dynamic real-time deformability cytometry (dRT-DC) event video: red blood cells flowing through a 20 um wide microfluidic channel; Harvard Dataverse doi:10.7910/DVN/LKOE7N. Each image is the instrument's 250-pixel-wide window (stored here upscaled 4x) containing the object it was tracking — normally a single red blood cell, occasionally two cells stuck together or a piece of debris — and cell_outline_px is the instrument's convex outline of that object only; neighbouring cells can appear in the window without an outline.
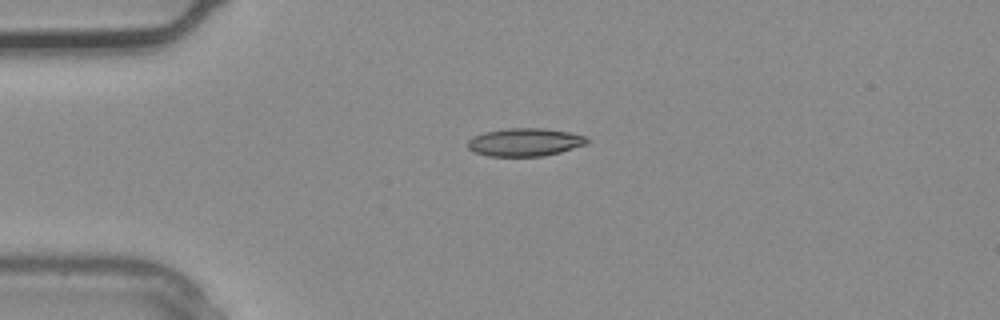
{"species": "common noctule bat (a hibernating species)", "species_latin": "Nyctalus noctula", "temperature_condition": "warm", "stored_images_in_passage": 3, "camera_frame_rate_fps": 3000, "um_per_image_px": 0.085, "animal": {"sex": "male", "body_mass_g": 20.4}, "frame": {"image": 1, "passage_image": 3, "time_ms": 0.667, "image_size_px": [1000, 320], "cell_outline_px": [[588, 144], [560, 152], [544, 156], [488, 156], [476, 152], [468, 148], [468, 140], [472, 136], [484, 132], [508, 128], [544, 128], [568, 132], [584, 136], [588, 140]], "centroid_in_image_um": [44.61, 12.08], "position_along_channel_um": 40.4, "area_um2": 19.42}}